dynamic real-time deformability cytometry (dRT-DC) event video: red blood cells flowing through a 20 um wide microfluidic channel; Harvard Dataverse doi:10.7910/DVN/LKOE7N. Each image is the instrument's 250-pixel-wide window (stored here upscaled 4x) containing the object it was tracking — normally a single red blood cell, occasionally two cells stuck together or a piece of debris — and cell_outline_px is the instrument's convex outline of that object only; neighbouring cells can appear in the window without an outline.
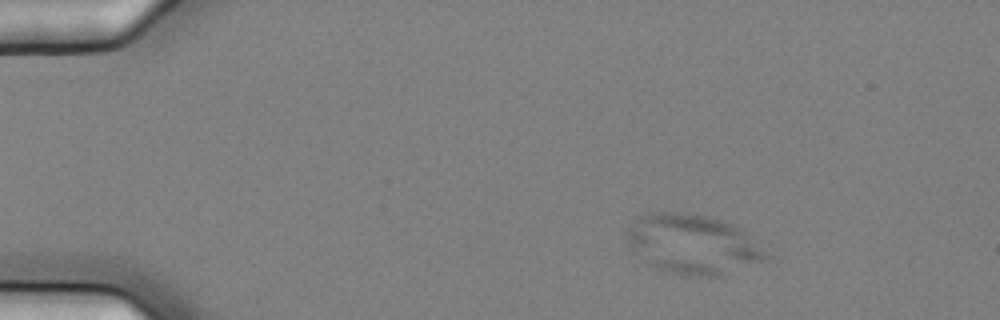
{"species": "common noctule bat (a hibernating species)", "species_latin": "Nyctalus noctula", "temperature_condition": "cold", "stored_images_in_passage": 6, "camera_frame_rate_fps": 3000, "um_per_image_px": 0.085, "animal": {"sex": "female", "body_mass_g": 25.1}, "frame": {"image": 1, "passage_image": 3, "time_ms": 0.667, "image_size_px": [1000, 320], "cell_outline_px": [[768, 260], [716, 276], [680, 276], [648, 264], [628, 244], [628, 232], [636, 220], [640, 216], [648, 212], [688, 212], [708, 216], [724, 220], [740, 228], [768, 256]], "centroid_in_image_um": [58.88, 20.75], "position_along_channel_um": 26.1, "area_um2": 47.63}}